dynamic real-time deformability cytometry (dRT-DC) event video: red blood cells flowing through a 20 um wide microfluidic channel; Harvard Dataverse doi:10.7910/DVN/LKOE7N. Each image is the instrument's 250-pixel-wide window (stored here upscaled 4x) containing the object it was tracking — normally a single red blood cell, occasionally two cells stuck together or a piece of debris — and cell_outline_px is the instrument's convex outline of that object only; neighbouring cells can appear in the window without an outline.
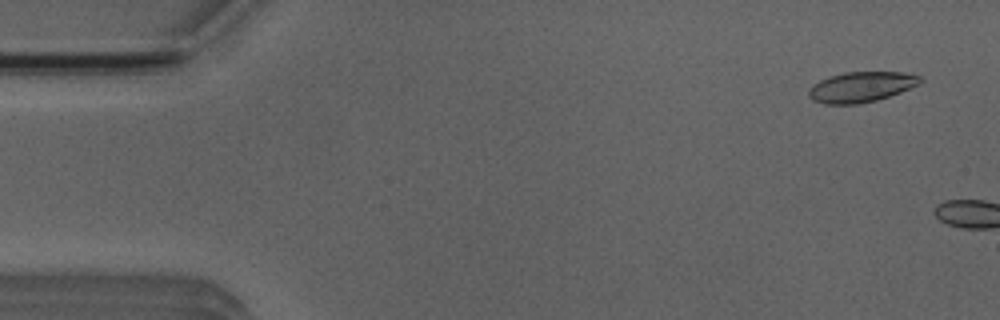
{"species": "Egyptian fruit bat (a non-hibernating species)", "species_latin": "Rousettus aegyptiacus", "temperature_condition": "room temperature", "stored_images_in_passage": 2, "camera_frame_rate_fps": 3000, "um_per_image_px": 0.085, "animal": {"sex": "male"}, "frame": {"image": 1, "passage_image": 1, "time_ms": 0.0, "image_size_px": [1000, 320], "cell_outline_px": [[924, 80], [920, 84], [900, 92], [876, 100], [856, 104], [824, 104], [812, 100], [808, 96], [808, 92], [812, 84], [828, 76], [844, 72], [904, 72], [920, 76]], "centroid_in_image_um": [73.19, 7.38], "position_along_channel_um": 11.8, "area_um2": 19.83}}